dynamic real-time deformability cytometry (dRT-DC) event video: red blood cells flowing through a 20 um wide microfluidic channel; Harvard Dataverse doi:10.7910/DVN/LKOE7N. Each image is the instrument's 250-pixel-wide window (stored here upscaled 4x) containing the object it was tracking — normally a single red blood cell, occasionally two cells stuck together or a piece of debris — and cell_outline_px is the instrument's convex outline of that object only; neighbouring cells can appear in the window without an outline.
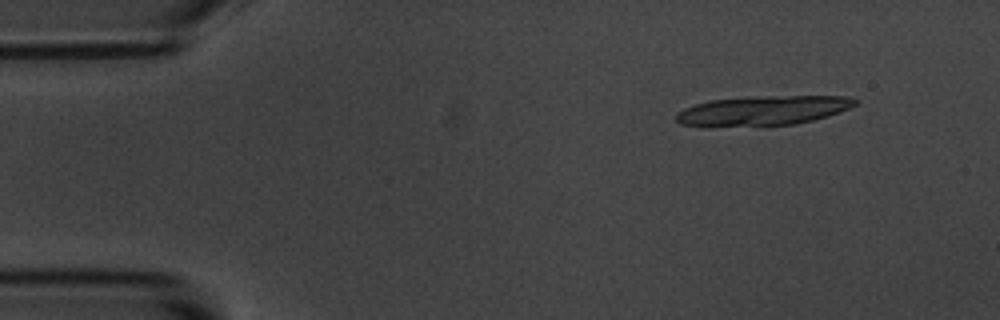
{"species": "common noctule bat (a hibernating species)", "species_latin": "Nyctalus noctula", "temperature_condition": "room temperature", "stored_images_in_passage": 18, "camera_frame_rate_fps": 3000, "um_per_image_px": 0.085, "animal": {"sex": "male", "body_mass_g": 20.1, "forearm_length_mm": 53.5}, "frame": {"image": 1, "passage_image": 6, "time_ms": 1.667, "image_size_px": [1000, 320], "cell_outline_px": [[860, 100], [856, 104], [848, 108], [828, 116], [796, 124], [680, 124], [676, 120], [676, 112], [684, 108], [696, 104], [712, 100], [768, 96], [848, 96]], "centroid_in_image_um": [64.97, 9.35], "position_along_channel_um": 20.0, "area_um2": 29.48}}